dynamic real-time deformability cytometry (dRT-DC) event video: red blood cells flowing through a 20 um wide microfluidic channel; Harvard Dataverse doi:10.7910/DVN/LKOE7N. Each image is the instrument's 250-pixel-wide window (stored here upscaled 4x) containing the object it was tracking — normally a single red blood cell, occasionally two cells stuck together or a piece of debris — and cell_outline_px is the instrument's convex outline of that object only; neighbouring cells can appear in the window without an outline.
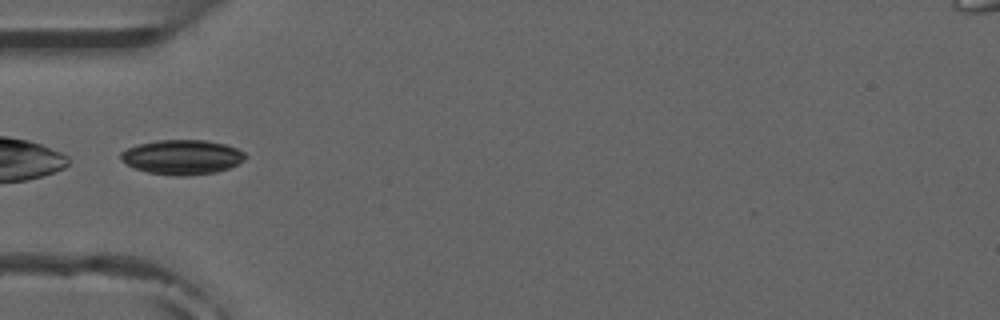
{"species": "common noctule bat (a hibernating species)", "species_latin": "Nyctalus noctula", "temperature_condition": "room temperature", "stored_images_in_passage": 5, "camera_frame_rate_fps": 3000, "um_per_image_px": 0.085, "animal": {"sex": "male", "forearm_length_mm": 52.5}, "frame": {"image": 1, "passage_image": 5, "time_ms": 5.667, "image_size_px": [1000, 320], "cell_outline_px": [[248, 156], [244, 160], [228, 168], [216, 172], [188, 176], [172, 176], [148, 172], [132, 168], [120, 160], [120, 152], [136, 144], [156, 140], [204, 140], [224, 144], [236, 148], [244, 152]], "centroid_in_image_um": [15.44, 13.36], "position_along_channel_um": 69.6, "area_um2": 25.37}}